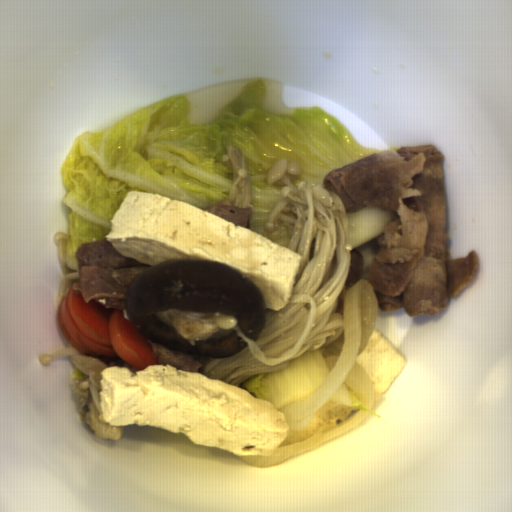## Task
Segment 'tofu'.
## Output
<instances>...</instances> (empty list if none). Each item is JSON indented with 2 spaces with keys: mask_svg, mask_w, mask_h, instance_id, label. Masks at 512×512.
<instances>
[{
  "mask_svg": "<svg viewBox=\"0 0 512 512\" xmlns=\"http://www.w3.org/2000/svg\"><path fill=\"white\" fill-rule=\"evenodd\" d=\"M355 362L374 383L375 392L383 396L404 371L407 359L384 333L374 327L365 349Z\"/></svg>",
  "mask_w": 512,
  "mask_h": 512,
  "instance_id": "obj_3",
  "label": "tofu"
},
{
  "mask_svg": "<svg viewBox=\"0 0 512 512\" xmlns=\"http://www.w3.org/2000/svg\"><path fill=\"white\" fill-rule=\"evenodd\" d=\"M104 239L125 258L151 268L166 260L232 267L255 284L271 311L288 305L303 259L251 228L154 192L128 191Z\"/></svg>",
  "mask_w": 512,
  "mask_h": 512,
  "instance_id": "obj_2",
  "label": "tofu"
},
{
  "mask_svg": "<svg viewBox=\"0 0 512 512\" xmlns=\"http://www.w3.org/2000/svg\"><path fill=\"white\" fill-rule=\"evenodd\" d=\"M100 377L98 418L115 427H160L242 457H270L289 431L269 400L199 372L167 363L138 372L113 365Z\"/></svg>",
  "mask_w": 512,
  "mask_h": 512,
  "instance_id": "obj_1",
  "label": "tofu"
}]
</instances>
